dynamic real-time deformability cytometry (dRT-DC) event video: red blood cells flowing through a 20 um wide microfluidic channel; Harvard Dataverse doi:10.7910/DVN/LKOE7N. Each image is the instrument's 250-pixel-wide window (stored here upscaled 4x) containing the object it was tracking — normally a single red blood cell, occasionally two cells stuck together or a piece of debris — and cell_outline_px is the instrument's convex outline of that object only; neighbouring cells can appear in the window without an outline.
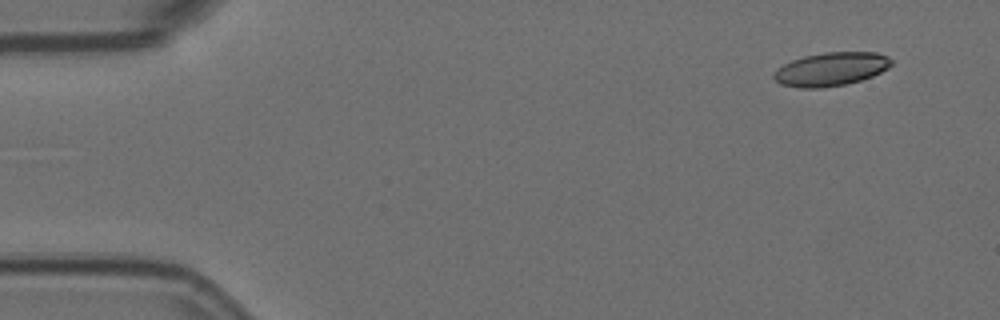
{"species": "Egyptian fruit bat (a non-hibernating species)", "species_latin": "Rousettus aegyptiacus", "temperature_condition": "room temperature", "stored_images_in_passage": 8, "camera_frame_rate_fps": 3000, "um_per_image_px": 0.085, "animal": {"sex": "female"}, "frame": {"image": 1, "passage_image": 1, "time_ms": 0.0, "image_size_px": [1000, 320], "cell_outline_px": [[892, 64], [888, 68], [872, 76], [860, 80], [844, 84], [820, 88], [800, 88], [780, 84], [772, 76], [784, 64], [792, 60], [804, 56], [824, 52], [876, 52], [888, 56], [892, 60]], "centroid_in_image_um": [70.66, 5.87], "position_along_channel_um": 14.3, "area_um2": 22.77}}
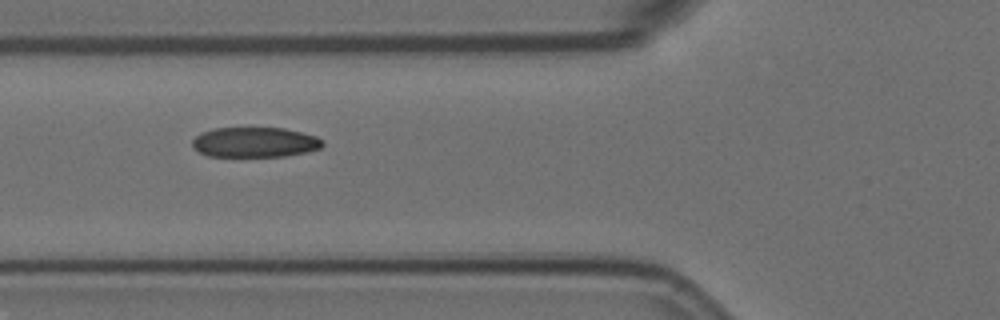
{"frame": {"image": 2, "passage_image": 6, "time_ms": 1.667, "image_size_px": [1000, 320], "cell_outline_px": [[324, 144], [320, 148], [308, 152], [284, 156], [208, 156], [192, 148], [192, 140], [200, 132], [216, 128], [284, 128], [316, 136], [324, 140]], "centroid_in_image_um": [21.66, 12.09], "position_along_channel_um": 104.1, "area_um2": 22.89}}
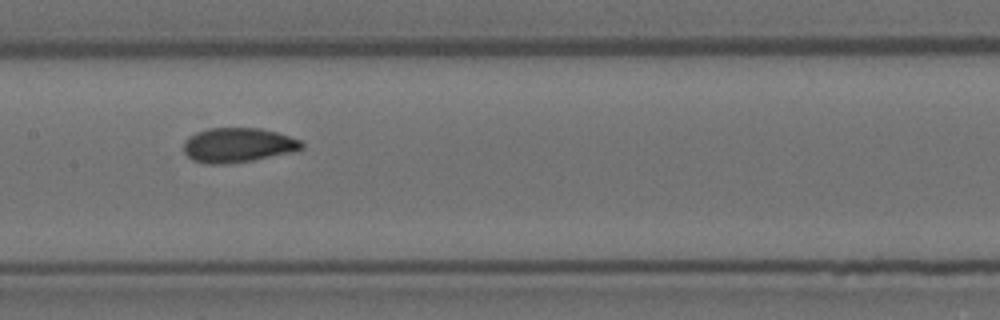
{"frame": {"image": 3, "passage_image": 8, "time_ms": 2.333, "image_size_px": [1000, 320], "cell_outline_px": [[304, 148], [296, 152], [252, 160], [228, 164], [208, 164], [192, 160], [184, 152], [184, 140], [188, 136], [196, 132], [208, 128], [260, 128], [276, 132], [300, 140], [304, 144]], "centroid_in_image_um": [20.23, 12.34], "position_along_channel_um": 187.2, "area_um2": 23.99}}